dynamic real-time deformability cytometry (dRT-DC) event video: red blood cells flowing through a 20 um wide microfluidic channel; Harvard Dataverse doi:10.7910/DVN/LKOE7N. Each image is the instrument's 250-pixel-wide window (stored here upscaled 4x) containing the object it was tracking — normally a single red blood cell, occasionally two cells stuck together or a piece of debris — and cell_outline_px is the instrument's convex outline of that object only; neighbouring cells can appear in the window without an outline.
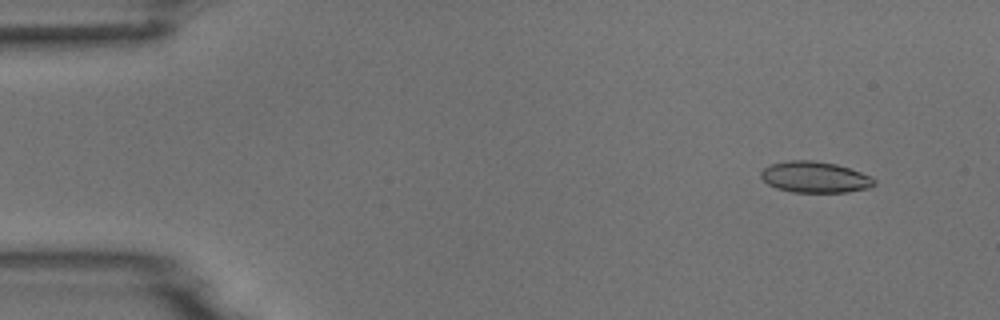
{"species": "common noctule bat (a hibernating species)", "species_latin": "Nyctalus noctula", "temperature_condition": "room temperature", "stored_images_in_passage": 6, "camera_frame_rate_fps": 3000, "um_per_image_px": 0.085, "animal": {"sex": "male", "body_mass_g": 18.8}, "frame": {"image": 1, "passage_image": 2, "time_ms": 1.0, "image_size_px": [1000, 320], "cell_outline_px": [[876, 184], [868, 188], [848, 192], [792, 192], [776, 188], [768, 184], [760, 176], [760, 172], [768, 164], [792, 160], [812, 160], [836, 164], [872, 176], [876, 180]], "centroid_in_image_um": [69.26, 15.05], "position_along_channel_um": 15.7, "area_um2": 20.63}}
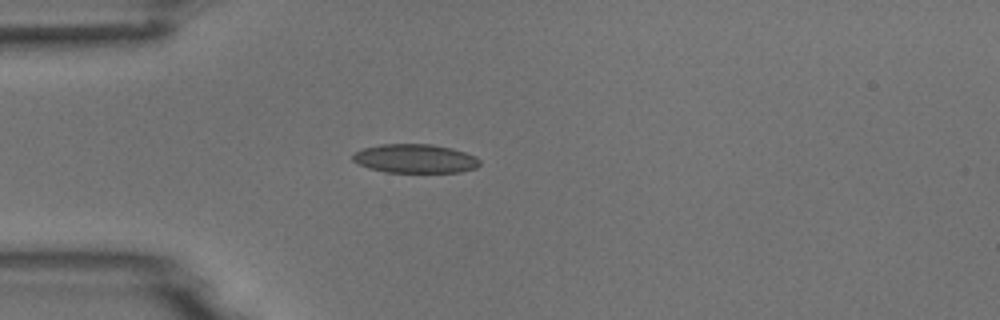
{"frame": {"image": 2, "passage_image": 4, "time_ms": 4.333, "image_size_px": [1000, 320], "cell_outline_px": [[480, 164], [476, 168], [460, 172], [384, 172], [368, 168], [352, 160], [352, 156], [356, 152], [364, 148], [380, 144], [432, 144], [452, 148], [476, 156], [480, 160]], "centroid_in_image_um": [35.3, 13.48], "position_along_channel_um": 49.7, "area_um2": 21.39}}